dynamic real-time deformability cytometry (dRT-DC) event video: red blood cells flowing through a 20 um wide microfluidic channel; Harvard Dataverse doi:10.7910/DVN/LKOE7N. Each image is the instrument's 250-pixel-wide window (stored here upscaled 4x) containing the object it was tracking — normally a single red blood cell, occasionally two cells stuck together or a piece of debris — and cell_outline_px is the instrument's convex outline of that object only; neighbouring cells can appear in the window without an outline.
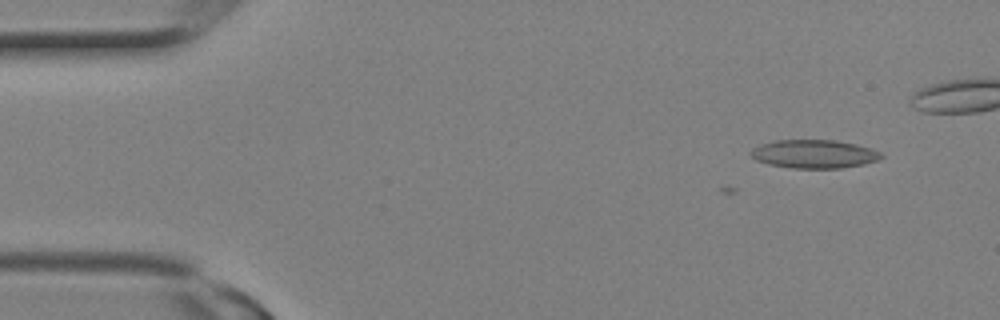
{"species": "Egyptian fruit bat (a non-hibernating species)", "species_latin": "Rousettus aegyptiacus", "temperature_condition": "room temperature", "stored_images_in_passage": 3, "camera_frame_rate_fps": 3000, "um_per_image_px": 0.085, "animal": {"sex": "female"}, "frame": {"image": 1, "passage_image": 1, "time_ms": 0.0, "image_size_px": [1000, 320], "cell_outline_px": [[884, 156], [876, 160], [864, 164], [840, 168], [792, 168], [768, 164], [756, 160], [748, 152], [752, 148], [760, 144], [776, 140], [836, 140], [856, 144], [872, 148], [880, 152]], "centroid_in_image_um": [69.18, 13.08], "position_along_channel_um": 15.8, "area_um2": 21.68}}